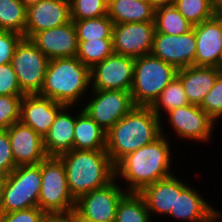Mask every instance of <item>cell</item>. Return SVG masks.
Masks as SVG:
<instances>
[{
  "mask_svg": "<svg viewBox=\"0 0 222 222\" xmlns=\"http://www.w3.org/2000/svg\"><path fill=\"white\" fill-rule=\"evenodd\" d=\"M177 69L151 54L135 59L130 90L135 106H151L175 78Z\"/></svg>",
  "mask_w": 222,
  "mask_h": 222,
  "instance_id": "5b68a950",
  "label": "cell"
},
{
  "mask_svg": "<svg viewBox=\"0 0 222 222\" xmlns=\"http://www.w3.org/2000/svg\"><path fill=\"white\" fill-rule=\"evenodd\" d=\"M135 59L113 53L90 69L91 89L130 91Z\"/></svg>",
  "mask_w": 222,
  "mask_h": 222,
  "instance_id": "4fadbf2b",
  "label": "cell"
},
{
  "mask_svg": "<svg viewBox=\"0 0 222 222\" xmlns=\"http://www.w3.org/2000/svg\"><path fill=\"white\" fill-rule=\"evenodd\" d=\"M27 23V8L20 0H0V30L23 35Z\"/></svg>",
  "mask_w": 222,
  "mask_h": 222,
  "instance_id": "f1b7e54d",
  "label": "cell"
},
{
  "mask_svg": "<svg viewBox=\"0 0 222 222\" xmlns=\"http://www.w3.org/2000/svg\"><path fill=\"white\" fill-rule=\"evenodd\" d=\"M78 41L112 38V20L106 16L85 20H72Z\"/></svg>",
  "mask_w": 222,
  "mask_h": 222,
  "instance_id": "1f68e13d",
  "label": "cell"
},
{
  "mask_svg": "<svg viewBox=\"0 0 222 222\" xmlns=\"http://www.w3.org/2000/svg\"><path fill=\"white\" fill-rule=\"evenodd\" d=\"M217 13L222 17V3L219 4Z\"/></svg>",
  "mask_w": 222,
  "mask_h": 222,
  "instance_id": "ee69618b",
  "label": "cell"
},
{
  "mask_svg": "<svg viewBox=\"0 0 222 222\" xmlns=\"http://www.w3.org/2000/svg\"><path fill=\"white\" fill-rule=\"evenodd\" d=\"M126 193L114 178L106 186L78 197L73 213L78 222H114L118 203Z\"/></svg>",
  "mask_w": 222,
  "mask_h": 222,
  "instance_id": "ba28073f",
  "label": "cell"
},
{
  "mask_svg": "<svg viewBox=\"0 0 222 222\" xmlns=\"http://www.w3.org/2000/svg\"><path fill=\"white\" fill-rule=\"evenodd\" d=\"M139 194L143 197L147 209L153 216L168 217L176 202V175L145 186Z\"/></svg>",
  "mask_w": 222,
  "mask_h": 222,
  "instance_id": "603a6c76",
  "label": "cell"
},
{
  "mask_svg": "<svg viewBox=\"0 0 222 222\" xmlns=\"http://www.w3.org/2000/svg\"><path fill=\"white\" fill-rule=\"evenodd\" d=\"M6 182V178H0V208L2 204V198H3V189Z\"/></svg>",
  "mask_w": 222,
  "mask_h": 222,
  "instance_id": "b9f144b4",
  "label": "cell"
},
{
  "mask_svg": "<svg viewBox=\"0 0 222 222\" xmlns=\"http://www.w3.org/2000/svg\"><path fill=\"white\" fill-rule=\"evenodd\" d=\"M90 90V68L77 57H64L49 60L44 84L38 95L65 106L81 107L82 99L85 100Z\"/></svg>",
  "mask_w": 222,
  "mask_h": 222,
  "instance_id": "3957f363",
  "label": "cell"
},
{
  "mask_svg": "<svg viewBox=\"0 0 222 222\" xmlns=\"http://www.w3.org/2000/svg\"><path fill=\"white\" fill-rule=\"evenodd\" d=\"M165 125L161 121V135L157 139L124 156L115 165V178L126 182L123 187L126 192L139 193L145 186L175 173L171 166L173 146L170 145L171 138L165 133L169 130L165 129Z\"/></svg>",
  "mask_w": 222,
  "mask_h": 222,
  "instance_id": "6da1fadb",
  "label": "cell"
},
{
  "mask_svg": "<svg viewBox=\"0 0 222 222\" xmlns=\"http://www.w3.org/2000/svg\"><path fill=\"white\" fill-rule=\"evenodd\" d=\"M0 178H6V176L0 171Z\"/></svg>",
  "mask_w": 222,
  "mask_h": 222,
  "instance_id": "bcb514c9",
  "label": "cell"
},
{
  "mask_svg": "<svg viewBox=\"0 0 222 222\" xmlns=\"http://www.w3.org/2000/svg\"><path fill=\"white\" fill-rule=\"evenodd\" d=\"M79 110L75 112L73 149L106 150V131L82 107Z\"/></svg>",
  "mask_w": 222,
  "mask_h": 222,
  "instance_id": "cb8c5ba5",
  "label": "cell"
},
{
  "mask_svg": "<svg viewBox=\"0 0 222 222\" xmlns=\"http://www.w3.org/2000/svg\"><path fill=\"white\" fill-rule=\"evenodd\" d=\"M7 132L17 166L39 164L48 157L44 149L43 137L31 127L19 121L11 125Z\"/></svg>",
  "mask_w": 222,
  "mask_h": 222,
  "instance_id": "d6986e66",
  "label": "cell"
},
{
  "mask_svg": "<svg viewBox=\"0 0 222 222\" xmlns=\"http://www.w3.org/2000/svg\"><path fill=\"white\" fill-rule=\"evenodd\" d=\"M190 185L176 176L175 208L168 216L181 222H222V212L212 206L195 186Z\"/></svg>",
  "mask_w": 222,
  "mask_h": 222,
  "instance_id": "7c38bea8",
  "label": "cell"
},
{
  "mask_svg": "<svg viewBox=\"0 0 222 222\" xmlns=\"http://www.w3.org/2000/svg\"><path fill=\"white\" fill-rule=\"evenodd\" d=\"M155 10L147 0H108V17L113 24L154 22Z\"/></svg>",
  "mask_w": 222,
  "mask_h": 222,
  "instance_id": "d4e9b609",
  "label": "cell"
},
{
  "mask_svg": "<svg viewBox=\"0 0 222 222\" xmlns=\"http://www.w3.org/2000/svg\"><path fill=\"white\" fill-rule=\"evenodd\" d=\"M76 199L72 196L62 161L47 157L41 161V190L38 207L47 215L74 212Z\"/></svg>",
  "mask_w": 222,
  "mask_h": 222,
  "instance_id": "8992f818",
  "label": "cell"
},
{
  "mask_svg": "<svg viewBox=\"0 0 222 222\" xmlns=\"http://www.w3.org/2000/svg\"><path fill=\"white\" fill-rule=\"evenodd\" d=\"M79 107L64 106L58 112L50 130L43 137V145L48 157H58L73 149L75 111Z\"/></svg>",
  "mask_w": 222,
  "mask_h": 222,
  "instance_id": "44dd1931",
  "label": "cell"
},
{
  "mask_svg": "<svg viewBox=\"0 0 222 222\" xmlns=\"http://www.w3.org/2000/svg\"><path fill=\"white\" fill-rule=\"evenodd\" d=\"M49 59L28 38H22L11 61L18 84L25 95L39 94Z\"/></svg>",
  "mask_w": 222,
  "mask_h": 222,
  "instance_id": "9c48e42d",
  "label": "cell"
},
{
  "mask_svg": "<svg viewBox=\"0 0 222 222\" xmlns=\"http://www.w3.org/2000/svg\"><path fill=\"white\" fill-rule=\"evenodd\" d=\"M190 104L184 91L181 80L175 78L163 89L159 97L150 106L157 117L162 119L163 113L172 109Z\"/></svg>",
  "mask_w": 222,
  "mask_h": 222,
  "instance_id": "83f0119b",
  "label": "cell"
},
{
  "mask_svg": "<svg viewBox=\"0 0 222 222\" xmlns=\"http://www.w3.org/2000/svg\"><path fill=\"white\" fill-rule=\"evenodd\" d=\"M71 20H85L108 15V0H69Z\"/></svg>",
  "mask_w": 222,
  "mask_h": 222,
  "instance_id": "d6a6232c",
  "label": "cell"
},
{
  "mask_svg": "<svg viewBox=\"0 0 222 222\" xmlns=\"http://www.w3.org/2000/svg\"><path fill=\"white\" fill-rule=\"evenodd\" d=\"M58 158L64 165L68 187L75 199L106 186L115 178V166L106 150L72 149Z\"/></svg>",
  "mask_w": 222,
  "mask_h": 222,
  "instance_id": "277c9868",
  "label": "cell"
},
{
  "mask_svg": "<svg viewBox=\"0 0 222 222\" xmlns=\"http://www.w3.org/2000/svg\"><path fill=\"white\" fill-rule=\"evenodd\" d=\"M195 53L194 29L182 35L154 34L150 54L173 65L177 70L194 65Z\"/></svg>",
  "mask_w": 222,
  "mask_h": 222,
  "instance_id": "9a60e30c",
  "label": "cell"
},
{
  "mask_svg": "<svg viewBox=\"0 0 222 222\" xmlns=\"http://www.w3.org/2000/svg\"><path fill=\"white\" fill-rule=\"evenodd\" d=\"M90 92L82 110L106 132L135 106L130 91L91 89Z\"/></svg>",
  "mask_w": 222,
  "mask_h": 222,
  "instance_id": "30bf717a",
  "label": "cell"
},
{
  "mask_svg": "<svg viewBox=\"0 0 222 222\" xmlns=\"http://www.w3.org/2000/svg\"><path fill=\"white\" fill-rule=\"evenodd\" d=\"M30 40L49 59L76 57L78 38L73 21L35 33Z\"/></svg>",
  "mask_w": 222,
  "mask_h": 222,
  "instance_id": "ac0fdd59",
  "label": "cell"
},
{
  "mask_svg": "<svg viewBox=\"0 0 222 222\" xmlns=\"http://www.w3.org/2000/svg\"><path fill=\"white\" fill-rule=\"evenodd\" d=\"M217 67L189 66L177 70L190 104L200 106L220 74Z\"/></svg>",
  "mask_w": 222,
  "mask_h": 222,
  "instance_id": "7402d4cb",
  "label": "cell"
},
{
  "mask_svg": "<svg viewBox=\"0 0 222 222\" xmlns=\"http://www.w3.org/2000/svg\"><path fill=\"white\" fill-rule=\"evenodd\" d=\"M23 5L28 8L29 6L33 5V4H37L39 3L41 0H20Z\"/></svg>",
  "mask_w": 222,
  "mask_h": 222,
  "instance_id": "7bdbcfd3",
  "label": "cell"
},
{
  "mask_svg": "<svg viewBox=\"0 0 222 222\" xmlns=\"http://www.w3.org/2000/svg\"><path fill=\"white\" fill-rule=\"evenodd\" d=\"M71 21L69 0H41L27 8L24 38Z\"/></svg>",
  "mask_w": 222,
  "mask_h": 222,
  "instance_id": "e0dca14e",
  "label": "cell"
},
{
  "mask_svg": "<svg viewBox=\"0 0 222 222\" xmlns=\"http://www.w3.org/2000/svg\"><path fill=\"white\" fill-rule=\"evenodd\" d=\"M161 135V119L150 106H134L106 132V152L115 166L124 156Z\"/></svg>",
  "mask_w": 222,
  "mask_h": 222,
  "instance_id": "7a4b0ae2",
  "label": "cell"
},
{
  "mask_svg": "<svg viewBox=\"0 0 222 222\" xmlns=\"http://www.w3.org/2000/svg\"><path fill=\"white\" fill-rule=\"evenodd\" d=\"M193 29L196 38L194 66L218 68L222 60V17L216 13Z\"/></svg>",
  "mask_w": 222,
  "mask_h": 222,
  "instance_id": "2e32d148",
  "label": "cell"
},
{
  "mask_svg": "<svg viewBox=\"0 0 222 222\" xmlns=\"http://www.w3.org/2000/svg\"><path fill=\"white\" fill-rule=\"evenodd\" d=\"M152 218L143 197L127 192L119 201L114 222H151Z\"/></svg>",
  "mask_w": 222,
  "mask_h": 222,
  "instance_id": "4316f807",
  "label": "cell"
},
{
  "mask_svg": "<svg viewBox=\"0 0 222 222\" xmlns=\"http://www.w3.org/2000/svg\"><path fill=\"white\" fill-rule=\"evenodd\" d=\"M47 214L38 206L9 213H0V222H43Z\"/></svg>",
  "mask_w": 222,
  "mask_h": 222,
  "instance_id": "8d00e7d4",
  "label": "cell"
},
{
  "mask_svg": "<svg viewBox=\"0 0 222 222\" xmlns=\"http://www.w3.org/2000/svg\"><path fill=\"white\" fill-rule=\"evenodd\" d=\"M155 9L162 6L173 5L175 0H147Z\"/></svg>",
  "mask_w": 222,
  "mask_h": 222,
  "instance_id": "60d3db41",
  "label": "cell"
},
{
  "mask_svg": "<svg viewBox=\"0 0 222 222\" xmlns=\"http://www.w3.org/2000/svg\"><path fill=\"white\" fill-rule=\"evenodd\" d=\"M155 33L182 35L193 29L185 17L173 5L162 6L155 10Z\"/></svg>",
  "mask_w": 222,
  "mask_h": 222,
  "instance_id": "484cf974",
  "label": "cell"
},
{
  "mask_svg": "<svg viewBox=\"0 0 222 222\" xmlns=\"http://www.w3.org/2000/svg\"><path fill=\"white\" fill-rule=\"evenodd\" d=\"M218 69H219L220 72L222 73V60H221V63H220V65H219Z\"/></svg>",
  "mask_w": 222,
  "mask_h": 222,
  "instance_id": "f6af8a7d",
  "label": "cell"
},
{
  "mask_svg": "<svg viewBox=\"0 0 222 222\" xmlns=\"http://www.w3.org/2000/svg\"><path fill=\"white\" fill-rule=\"evenodd\" d=\"M23 96L0 95V130H6L20 120Z\"/></svg>",
  "mask_w": 222,
  "mask_h": 222,
  "instance_id": "836d02e7",
  "label": "cell"
},
{
  "mask_svg": "<svg viewBox=\"0 0 222 222\" xmlns=\"http://www.w3.org/2000/svg\"><path fill=\"white\" fill-rule=\"evenodd\" d=\"M16 166L7 129L0 130V171L7 176Z\"/></svg>",
  "mask_w": 222,
  "mask_h": 222,
  "instance_id": "f35d334b",
  "label": "cell"
},
{
  "mask_svg": "<svg viewBox=\"0 0 222 222\" xmlns=\"http://www.w3.org/2000/svg\"><path fill=\"white\" fill-rule=\"evenodd\" d=\"M219 4L222 3V0H216Z\"/></svg>",
  "mask_w": 222,
  "mask_h": 222,
  "instance_id": "7dc6e473",
  "label": "cell"
},
{
  "mask_svg": "<svg viewBox=\"0 0 222 222\" xmlns=\"http://www.w3.org/2000/svg\"><path fill=\"white\" fill-rule=\"evenodd\" d=\"M0 95L24 96L11 63L0 65Z\"/></svg>",
  "mask_w": 222,
  "mask_h": 222,
  "instance_id": "d590c367",
  "label": "cell"
},
{
  "mask_svg": "<svg viewBox=\"0 0 222 222\" xmlns=\"http://www.w3.org/2000/svg\"><path fill=\"white\" fill-rule=\"evenodd\" d=\"M23 35L0 30V65L9 64L12 61L14 51Z\"/></svg>",
  "mask_w": 222,
  "mask_h": 222,
  "instance_id": "74e56055",
  "label": "cell"
},
{
  "mask_svg": "<svg viewBox=\"0 0 222 222\" xmlns=\"http://www.w3.org/2000/svg\"><path fill=\"white\" fill-rule=\"evenodd\" d=\"M174 6L193 26L212 18L219 3L216 0H175Z\"/></svg>",
  "mask_w": 222,
  "mask_h": 222,
  "instance_id": "f546056e",
  "label": "cell"
},
{
  "mask_svg": "<svg viewBox=\"0 0 222 222\" xmlns=\"http://www.w3.org/2000/svg\"><path fill=\"white\" fill-rule=\"evenodd\" d=\"M165 119L178 139L207 144L216 133L215 126H219L202 108L192 104L170 110L163 115L161 121Z\"/></svg>",
  "mask_w": 222,
  "mask_h": 222,
  "instance_id": "8fae6325",
  "label": "cell"
},
{
  "mask_svg": "<svg viewBox=\"0 0 222 222\" xmlns=\"http://www.w3.org/2000/svg\"><path fill=\"white\" fill-rule=\"evenodd\" d=\"M41 190V162L18 165L6 176L0 213L38 206Z\"/></svg>",
  "mask_w": 222,
  "mask_h": 222,
  "instance_id": "52a82bcc",
  "label": "cell"
},
{
  "mask_svg": "<svg viewBox=\"0 0 222 222\" xmlns=\"http://www.w3.org/2000/svg\"><path fill=\"white\" fill-rule=\"evenodd\" d=\"M202 108L216 123L222 118V73H220L211 88L206 94L201 105Z\"/></svg>",
  "mask_w": 222,
  "mask_h": 222,
  "instance_id": "e575fe53",
  "label": "cell"
},
{
  "mask_svg": "<svg viewBox=\"0 0 222 222\" xmlns=\"http://www.w3.org/2000/svg\"><path fill=\"white\" fill-rule=\"evenodd\" d=\"M154 34L155 22L113 24L114 53L134 59L148 55L151 53Z\"/></svg>",
  "mask_w": 222,
  "mask_h": 222,
  "instance_id": "5bb4252c",
  "label": "cell"
},
{
  "mask_svg": "<svg viewBox=\"0 0 222 222\" xmlns=\"http://www.w3.org/2000/svg\"><path fill=\"white\" fill-rule=\"evenodd\" d=\"M43 222H78L74 213L47 215Z\"/></svg>",
  "mask_w": 222,
  "mask_h": 222,
  "instance_id": "ab89813d",
  "label": "cell"
},
{
  "mask_svg": "<svg viewBox=\"0 0 222 222\" xmlns=\"http://www.w3.org/2000/svg\"><path fill=\"white\" fill-rule=\"evenodd\" d=\"M64 106L38 94L24 95L20 104L19 121L44 137Z\"/></svg>",
  "mask_w": 222,
  "mask_h": 222,
  "instance_id": "ffe728a7",
  "label": "cell"
},
{
  "mask_svg": "<svg viewBox=\"0 0 222 222\" xmlns=\"http://www.w3.org/2000/svg\"><path fill=\"white\" fill-rule=\"evenodd\" d=\"M114 53L112 38L78 41L76 57L90 69Z\"/></svg>",
  "mask_w": 222,
  "mask_h": 222,
  "instance_id": "4dcf8cb0",
  "label": "cell"
}]
</instances>
